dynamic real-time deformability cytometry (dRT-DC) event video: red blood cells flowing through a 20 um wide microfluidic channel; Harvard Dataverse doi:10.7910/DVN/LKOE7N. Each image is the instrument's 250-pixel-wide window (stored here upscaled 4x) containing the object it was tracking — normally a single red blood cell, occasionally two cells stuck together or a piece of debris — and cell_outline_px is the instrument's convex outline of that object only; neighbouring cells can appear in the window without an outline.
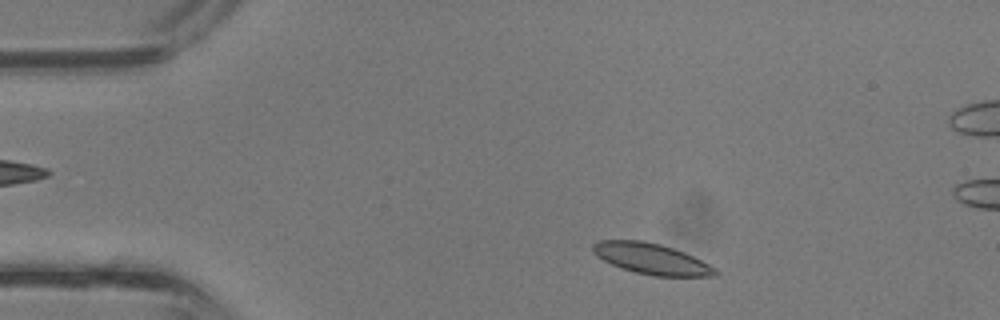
{"species": "common noctule bat (a hibernating species)", "species_latin": "Nyctalus noctula", "temperature_condition": "room temperature", "stored_images_in_passage": 33, "camera_frame_rate_fps": 3000, "um_per_image_px": 0.085, "animal": {"sex": "male", "body_mass_g": 13.3}, "frame": {"image": 1, "passage_image": 1, "time_ms": 0.0, "image_size_px": [1000, 320], "cell_outline_px": [[720, 272], [716, 276], [652, 276], [620, 268], [596, 256], [592, 252], [592, 244], [600, 240], [640, 240], [660, 244], [684, 252], [716, 268]], "centroid_in_image_um": [55.36, 22.0], "position_along_channel_um": 29.6, "area_um2": 21.96}}
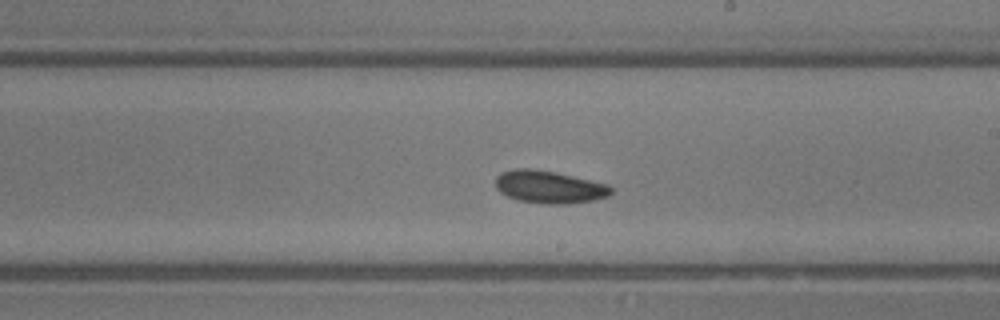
{"frame": {"image": 2, "passage_image": 16, "time_ms": 5.0, "image_size_px": [1000, 320], "cell_outline_px": [[612, 192], [608, 196], [596, 200], [568, 204], [544, 204], [520, 200], [508, 196], [500, 192], [496, 188], [496, 176], [500, 172], [516, 168], [528, 168], [556, 172], [608, 184], [612, 188]], "centroid_in_image_um": [46.69, 15.89], "position_along_channel_um": 242.3, "area_um2": 22.02}}
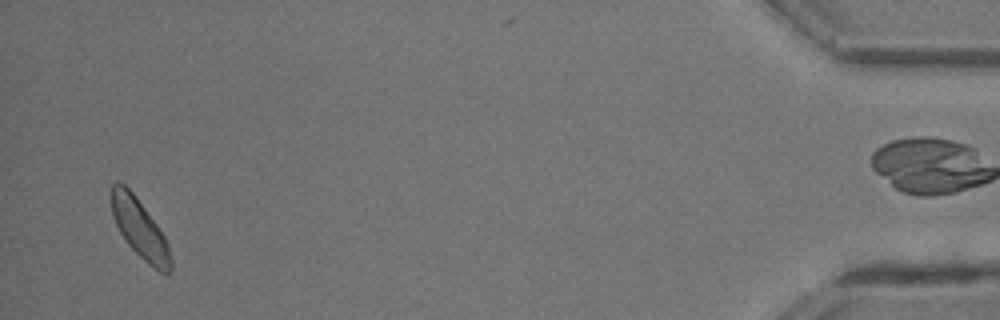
{"frame": {"image": 3, "passage_image": 31, "time_ms": 10.0, "image_size_px": [1000, 320], "cell_outline_px": [[172, 268], [168, 272], [160, 272], [148, 264], [128, 244], [120, 232], [112, 216], [112, 184], [116, 180], [124, 184], [132, 192], [156, 224], [164, 236], [168, 244], [172, 260]], "centroid_in_image_um": [11.88, 19.44], "position_along_channel_um": 423.3, "area_um2": 19.94}}